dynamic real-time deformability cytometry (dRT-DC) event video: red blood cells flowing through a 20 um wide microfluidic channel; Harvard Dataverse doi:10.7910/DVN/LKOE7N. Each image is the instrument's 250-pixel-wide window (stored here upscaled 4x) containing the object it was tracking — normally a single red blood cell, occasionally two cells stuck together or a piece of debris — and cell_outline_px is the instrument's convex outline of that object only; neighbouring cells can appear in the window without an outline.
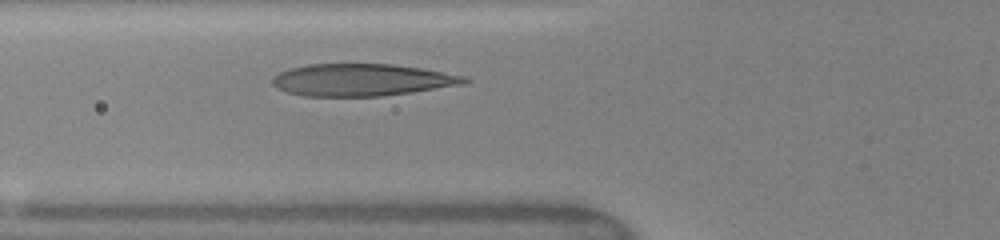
{"species": "human", "species_latin": "Homo sapiens", "temperature_condition": "warm", "stored_images_in_passage": 16, "camera_frame_rate_fps": 3000, "um_per_image_px": 0.085, "donor": {"sex": "female"}, "frame": {"image": 1, "passage_image": 4, "time_ms": 0.667, "image_size_px": [1000, 240], "cell_outline_px": [[472, 80], [464, 84], [412, 92], [380, 96], [304, 96], [288, 92], [276, 88], [272, 84], [272, 76], [280, 72], [292, 68], [308, 64], [392, 64], [420, 68], [468, 76]], "centroid_in_image_um": [30.78, 6.79], "position_along_channel_um": 95.0, "area_um2": 36.01}}
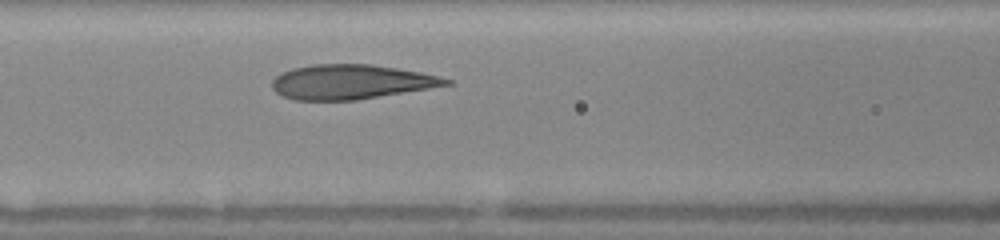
{"frame": {"image": 2, "passage_image": 10, "time_ms": 1.667, "image_size_px": [1000, 240], "cell_outline_px": [[452, 84], [356, 100], [292, 100], [276, 92], [272, 88], [272, 80], [280, 72], [292, 68], [312, 64], [368, 64], [396, 68], [420, 72], [452, 80]], "centroid_in_image_um": [29.77, 6.96], "position_along_channel_um": 136.8, "area_um2": 34.8}}